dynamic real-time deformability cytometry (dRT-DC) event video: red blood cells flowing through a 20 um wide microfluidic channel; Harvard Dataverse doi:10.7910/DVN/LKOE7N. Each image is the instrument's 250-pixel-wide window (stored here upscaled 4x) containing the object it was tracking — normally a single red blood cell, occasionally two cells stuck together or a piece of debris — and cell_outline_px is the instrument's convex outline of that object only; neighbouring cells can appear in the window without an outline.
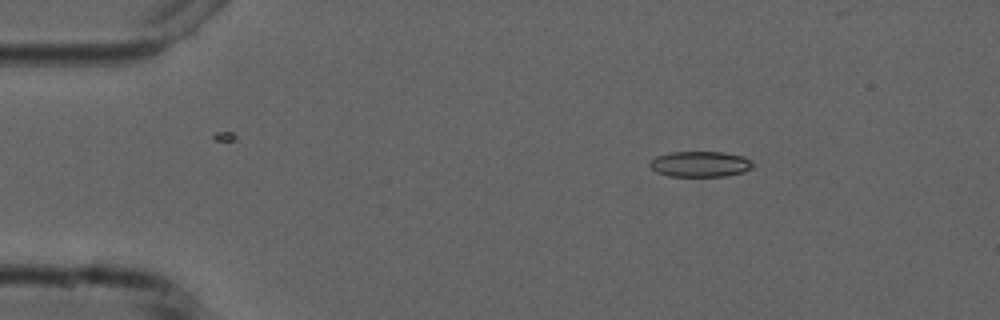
{"species": "common noctule bat (a hibernating species)", "species_latin": "Nyctalus noctula", "temperature_condition": "cold", "stored_images_in_passage": 5, "camera_frame_rate_fps": 3000, "um_per_image_px": 0.085, "animal": {"sex": "male", "forearm_length_mm": 52.5}, "frame": {"image": 1, "passage_image": 1, "time_ms": 0.0, "image_size_px": [1000, 320], "cell_outline_px": [[752, 168], [744, 172], [724, 176], [668, 176], [656, 172], [648, 164], [656, 156], [672, 152], [724, 152], [744, 156], [752, 160]], "centroid_in_image_um": [59.53, 13.94], "position_along_channel_um": 25.5, "area_um2": 15.43}}